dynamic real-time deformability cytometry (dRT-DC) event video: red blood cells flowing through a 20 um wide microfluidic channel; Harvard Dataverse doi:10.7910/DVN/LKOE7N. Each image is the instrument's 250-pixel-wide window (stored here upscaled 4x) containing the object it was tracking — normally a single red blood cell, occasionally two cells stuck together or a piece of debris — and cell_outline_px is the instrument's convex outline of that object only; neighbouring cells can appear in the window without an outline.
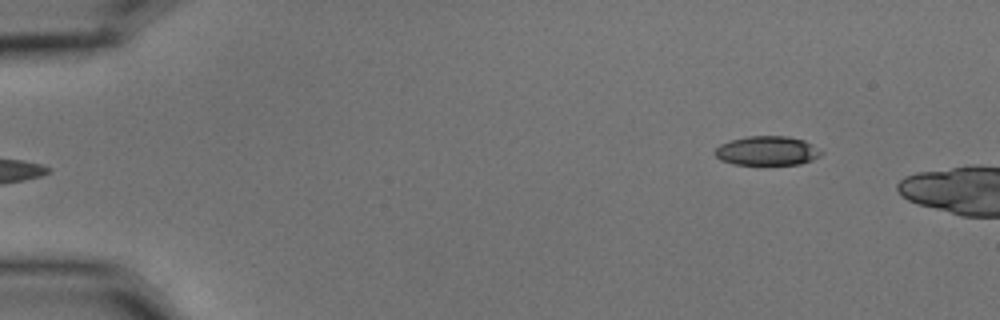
{"species": "common noctule bat (a hibernating species)", "species_latin": "Nyctalus noctula", "temperature_condition": "cold", "stored_images_in_passage": 5, "segment_of_instrument_passage": [2, 2], "camera_frame_rate_fps": 3000, "um_per_image_px": 0.085, "animal": {"sex": "male", "body_mass_g": 15.6}, "frame": {"image": 1, "passage_image": 5, "time_ms": 1.333, "image_size_px": [1000, 320], "cell_outline_px": [[824, 152], [820, 156], [812, 160], [800, 164], [732, 164], [720, 160], [712, 152], [720, 144], [732, 140], [748, 136], [788, 136], [804, 140]], "centroid_in_image_um": [65.19, 12.81], "position_along_channel_um": 19.8, "area_um2": 18.09}}